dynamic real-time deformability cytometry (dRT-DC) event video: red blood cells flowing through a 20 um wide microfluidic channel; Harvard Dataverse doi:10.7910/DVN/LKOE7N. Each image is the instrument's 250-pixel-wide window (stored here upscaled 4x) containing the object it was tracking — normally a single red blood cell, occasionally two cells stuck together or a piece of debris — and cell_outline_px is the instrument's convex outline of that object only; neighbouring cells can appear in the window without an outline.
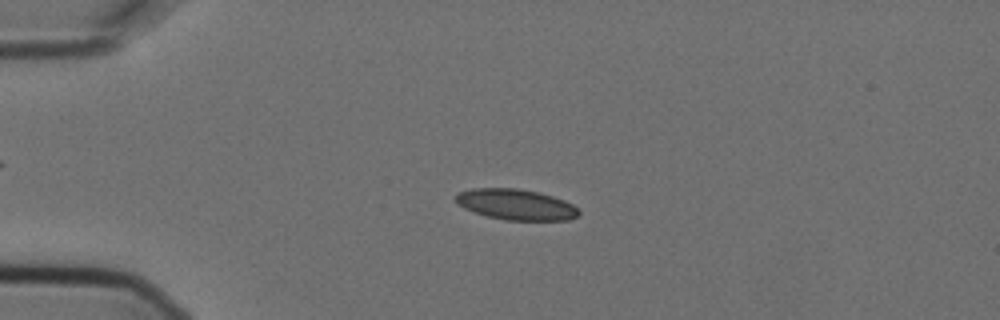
{"species": "Egyptian fruit bat (a non-hibernating species)", "species_latin": "Rousettus aegyptiacus", "temperature_condition": "cold", "stored_images_in_passage": 3, "camera_frame_rate_fps": 3000, "um_per_image_px": 0.085, "animal": {"sex": "female"}, "frame": {"image": 1, "passage_image": 2, "time_ms": 0.333, "image_size_px": [1000, 320], "cell_outline_px": [[580, 212], [576, 216], [568, 220], [504, 220], [488, 216], [464, 208], [456, 204], [456, 196], [460, 192], [472, 188], [520, 188], [540, 192], [564, 200], [572, 204]], "centroid_in_image_um": [43.85, 17.37], "position_along_channel_um": 41.1, "area_um2": 21.96}}